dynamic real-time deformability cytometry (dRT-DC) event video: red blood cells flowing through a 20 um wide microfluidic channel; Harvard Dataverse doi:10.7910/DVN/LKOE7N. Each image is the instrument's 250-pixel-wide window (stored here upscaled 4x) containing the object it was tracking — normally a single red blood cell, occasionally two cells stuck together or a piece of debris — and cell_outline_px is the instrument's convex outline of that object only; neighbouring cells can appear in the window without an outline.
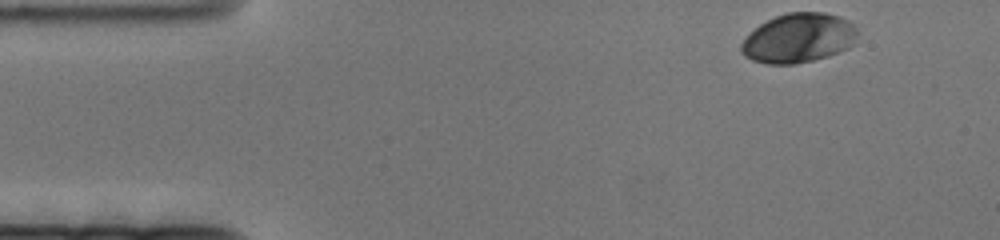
{"species": "human", "species_latin": "Homo sapiens", "temperature_condition": "cold", "stored_images_in_passage": 72, "camera_frame_rate_fps": 3000, "um_per_image_px": 0.085, "donor": {"sex": "female"}, "frame": {"image": 1, "passage_image": 1, "time_ms": 0.0, "image_size_px": [1000, 240], "cell_outline_px": [[856, 44], [840, 52], [828, 56], [812, 60], [792, 64], [764, 64], [752, 60], [744, 56], [740, 52], [740, 44], [760, 24], [776, 16], [788, 12], [824, 12], [840, 16], [848, 20], [856, 28]], "centroid_in_image_um": [67.89, 3.24], "position_along_channel_um": 17.1, "area_um2": 33.52}}
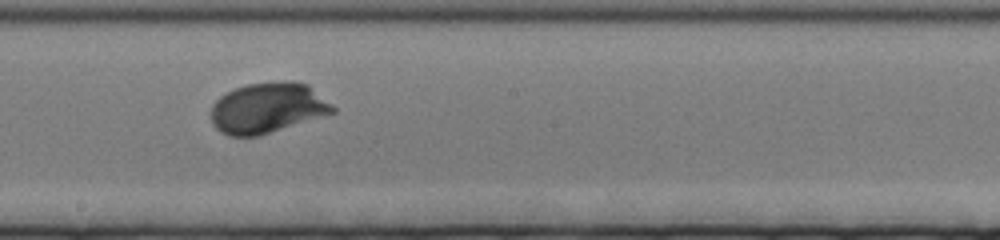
{"frame": {"image": 2, "passage_image": 36, "time_ms": 11.667, "image_size_px": [1000, 240], "cell_outline_px": [[336, 112], [260, 136], [228, 136], [220, 132], [212, 124], [212, 104], [220, 96], [236, 88], [248, 84], [284, 80], [292, 80], [308, 84], [336, 108]], "centroid_in_image_um": [22.76, 9.18], "position_along_channel_um": 225.4, "area_um2": 35.95}}
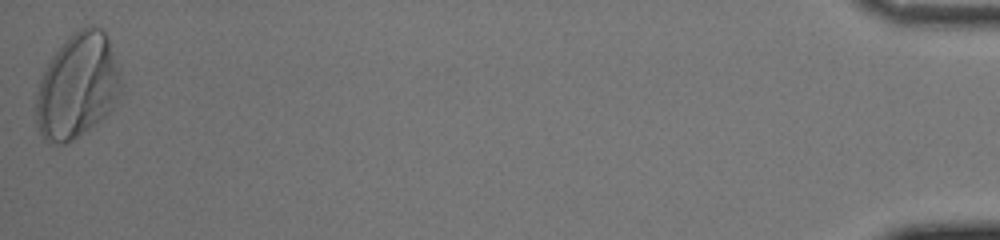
{"frame": {"image": 3, "passage_image": 72, "time_ms": 23.667, "image_size_px": [1000, 240], "cell_outline_px": [[120, 92], [112, 108], [104, 120], [72, 140], [64, 144], [56, 144], [44, 140], [36, 124], [36, 96], [40, 80], [44, 68], [52, 56], [80, 28], [88, 24], [100, 28], [108, 36], [120, 72]], "centroid_in_image_um": [6.59, 7.35], "position_along_channel_um": 428.6, "area_um2": 51.85}}